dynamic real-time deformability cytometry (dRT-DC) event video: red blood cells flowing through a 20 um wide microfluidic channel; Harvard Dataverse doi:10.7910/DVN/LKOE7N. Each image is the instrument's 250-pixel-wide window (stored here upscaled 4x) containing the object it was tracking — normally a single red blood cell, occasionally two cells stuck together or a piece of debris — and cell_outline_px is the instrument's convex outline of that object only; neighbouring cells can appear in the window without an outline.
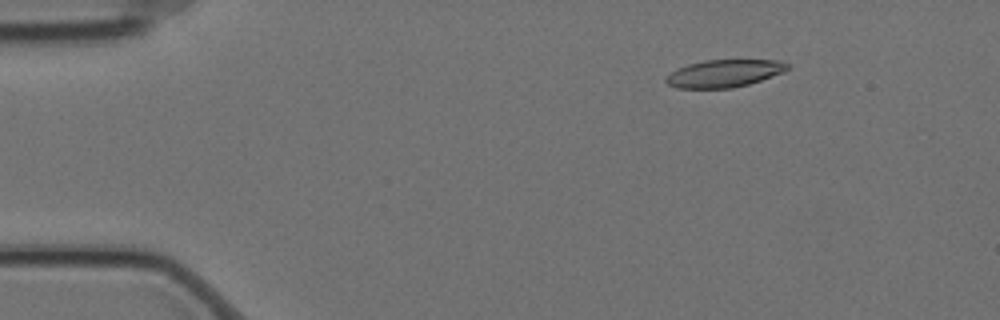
{"species": "Egyptian fruit bat (a non-hibernating species)", "species_latin": "Rousettus aegyptiacus", "temperature_condition": "cold", "stored_images_in_passage": 6, "camera_frame_rate_fps": 3000, "um_per_image_px": 0.085, "animal": {"sex": "female"}, "frame": {"image": 1, "passage_image": 3, "time_ms": 0.667, "image_size_px": [1000, 320], "cell_outline_px": [[788, 68], [784, 72], [748, 84], [732, 88], [676, 88], [668, 84], [664, 80], [672, 72], [688, 64], [704, 60], [780, 60], [788, 64]], "centroid_in_image_um": [61.56, 6.24], "position_along_channel_um": 23.4, "area_um2": 19.25}}
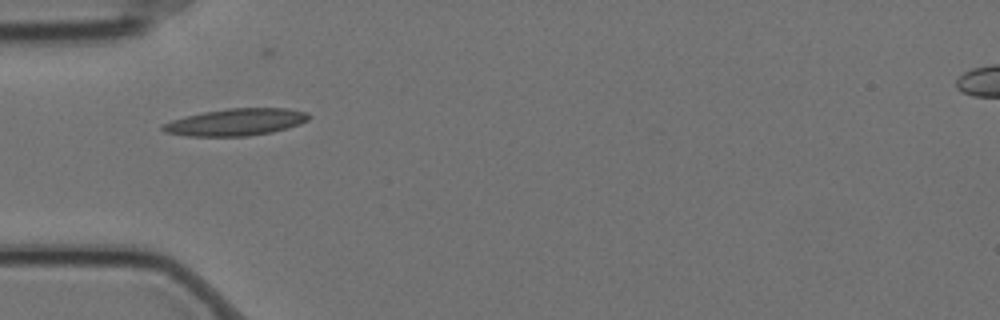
{"frame": {"image": 2, "passage_image": 5, "time_ms": 1.333, "image_size_px": [1000, 320], "cell_outline_px": [[312, 116], [308, 120], [300, 124], [272, 132], [248, 136], [188, 136], [164, 132], [160, 128], [160, 124], [172, 120], [204, 112], [228, 108], [284, 108], [308, 112]], "centroid_in_image_um": [20.06, 10.38], "position_along_channel_um": 64.9, "area_um2": 23.0}}
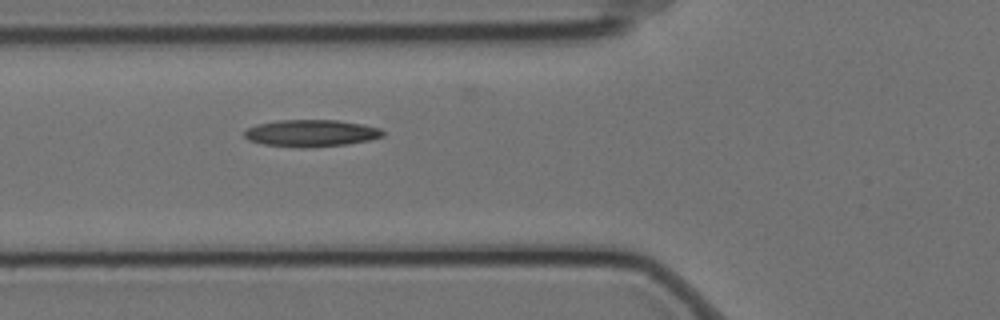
{"frame": {"image": 3, "passage_image": 6, "time_ms": 1.667, "image_size_px": [1000, 320], "cell_outline_px": [[384, 136], [368, 140], [348, 144], [308, 148], [300, 148], [264, 144], [248, 140], [244, 136], [244, 132], [248, 128], [256, 124], [276, 120], [336, 120], [364, 124], [380, 128], [384, 132]], "centroid_in_image_um": [26.44, 11.32], "position_along_channel_um": 99.4, "area_um2": 21.91}}